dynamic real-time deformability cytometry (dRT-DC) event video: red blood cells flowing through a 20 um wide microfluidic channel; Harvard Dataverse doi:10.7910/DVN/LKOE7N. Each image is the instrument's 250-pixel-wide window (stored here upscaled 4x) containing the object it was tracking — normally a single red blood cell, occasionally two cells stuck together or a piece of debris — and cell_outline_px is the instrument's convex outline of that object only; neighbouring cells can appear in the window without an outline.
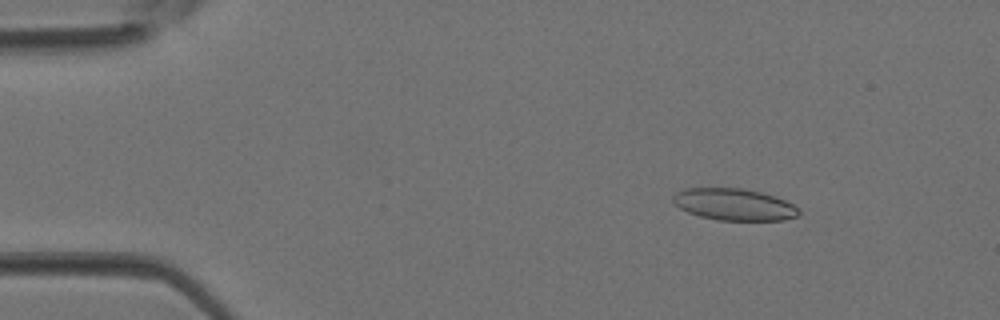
{"species": "Egyptian fruit bat (a non-hibernating species)", "species_latin": "Rousettus aegyptiacus", "temperature_condition": "room temperature", "stored_images_in_passage": 4, "camera_frame_rate_fps": 3000, "um_per_image_px": 0.085, "animal": {"sex": "female"}, "frame": {"image": 1, "passage_image": 2, "time_ms": 0.333, "image_size_px": [1000, 320], "cell_outline_px": [[800, 212], [796, 216], [784, 220], [716, 220], [700, 216], [688, 212], [680, 208], [672, 200], [672, 196], [676, 192], [684, 188], [740, 188], [760, 192], [776, 196], [792, 204]], "centroid_in_image_um": [62.37, 17.37], "position_along_channel_um": 22.6, "area_um2": 23.18}}